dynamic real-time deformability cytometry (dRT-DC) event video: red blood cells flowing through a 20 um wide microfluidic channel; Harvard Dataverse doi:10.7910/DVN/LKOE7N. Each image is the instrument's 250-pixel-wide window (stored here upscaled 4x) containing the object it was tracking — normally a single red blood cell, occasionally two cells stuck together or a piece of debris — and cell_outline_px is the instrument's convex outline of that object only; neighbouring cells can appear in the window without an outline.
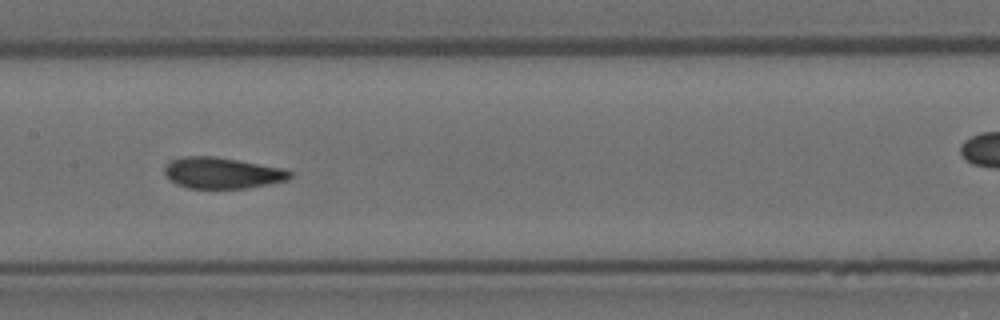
{"species": "Egyptian fruit bat (a non-hibernating species)", "species_latin": "Rousettus aegyptiacus", "temperature_condition": "room temperature", "stored_images_in_passage": 15, "camera_frame_rate_fps": 3000, "um_per_image_px": 0.085, "animal": {"sex": "female"}, "frame": {"image": 1, "passage_image": 7, "time_ms": 2.0, "image_size_px": [1000, 320], "cell_outline_px": [[292, 176], [288, 180], [248, 188], [188, 188], [176, 184], [164, 172], [164, 168], [172, 160], [184, 156], [216, 156], [284, 168], [292, 172]], "centroid_in_image_um": [18.92, 14.7], "position_along_channel_um": 188.5, "area_um2": 22.72}}
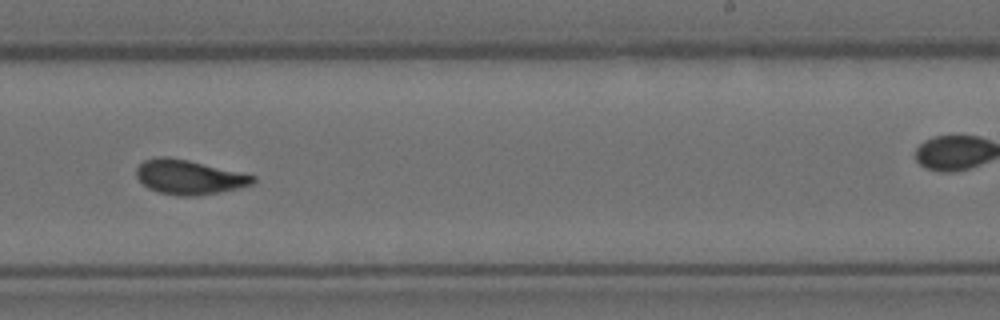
{"frame": {"image": 2, "passage_image": 9, "time_ms": 2.667, "image_size_px": [1000, 320], "cell_outline_px": [[256, 184], [196, 196], [176, 196], [160, 192], [148, 188], [136, 176], [136, 168], [144, 160], [156, 156], [168, 156], [188, 160], [240, 172], [256, 176]], "centroid_in_image_um": [16.06, 15.04], "position_along_channel_um": 272.9, "area_um2": 23.35}}